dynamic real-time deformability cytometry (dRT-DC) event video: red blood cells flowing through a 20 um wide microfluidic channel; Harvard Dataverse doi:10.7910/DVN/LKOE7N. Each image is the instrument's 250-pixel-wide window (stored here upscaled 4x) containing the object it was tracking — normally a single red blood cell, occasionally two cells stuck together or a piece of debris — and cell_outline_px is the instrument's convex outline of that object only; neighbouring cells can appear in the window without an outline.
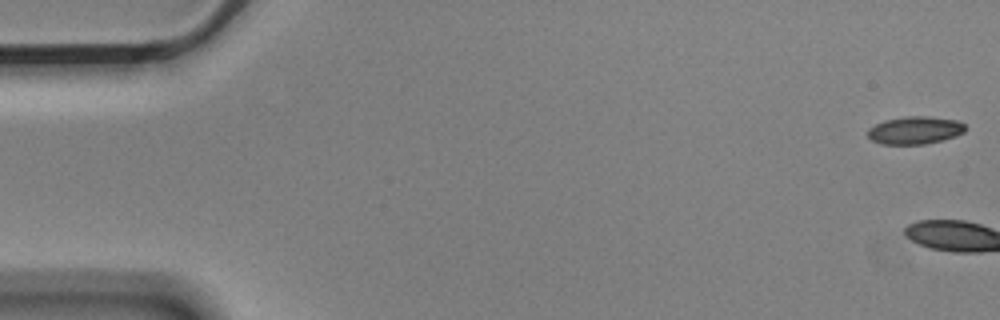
{"species": "Egyptian fruit bat (a non-hibernating species)", "species_latin": "Rousettus aegyptiacus", "temperature_condition": "cold", "stored_images_in_passage": 6, "camera_frame_rate_fps": 3000, "um_per_image_px": 0.085, "animal": {"sex": "male"}, "frame": {"image": 1, "passage_image": 1, "time_ms": 0.0, "image_size_px": [1000, 320], "cell_outline_px": [[964, 132], [956, 136], [924, 144], [880, 144], [872, 140], [868, 136], [868, 128], [884, 120], [908, 116], [928, 116], [956, 120], [964, 124]], "centroid_in_image_um": [77.74, 11.07], "position_along_channel_um": 7.3, "area_um2": 15.61}}
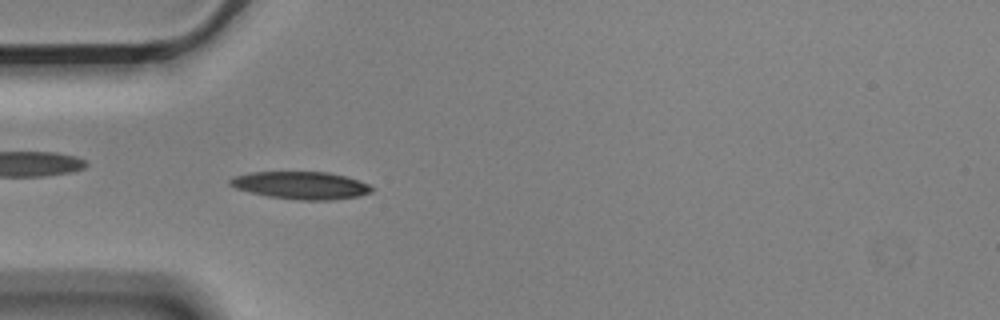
{"frame": {"image": 2, "passage_image": 6, "time_ms": 1.667, "image_size_px": [1000, 320], "cell_outline_px": [[372, 192], [360, 196], [332, 200], [300, 200], [268, 196], [236, 188], [228, 184], [228, 180], [236, 176], [252, 172], [328, 172], [344, 176], [368, 184], [372, 188]], "centroid_in_image_um": [25.59, 15.76], "position_along_channel_um": 59.4, "area_um2": 22.48}}